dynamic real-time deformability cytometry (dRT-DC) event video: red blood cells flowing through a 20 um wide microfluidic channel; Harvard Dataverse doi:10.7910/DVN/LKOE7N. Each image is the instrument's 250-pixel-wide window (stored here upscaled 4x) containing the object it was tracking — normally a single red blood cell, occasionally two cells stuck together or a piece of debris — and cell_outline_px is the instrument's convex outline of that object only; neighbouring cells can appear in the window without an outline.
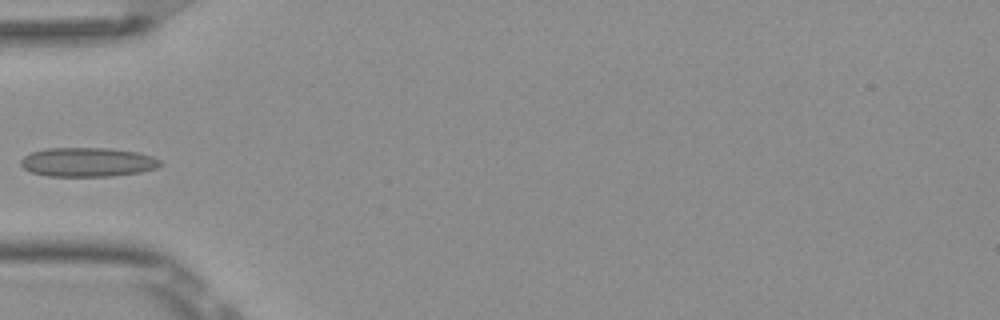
{"species": "Egyptian fruit bat (a non-hibernating species)", "species_latin": "Rousettus aegyptiacus", "temperature_condition": "room temperature", "stored_images_in_passage": 5, "camera_frame_rate_fps": 3000, "um_per_image_px": 0.085, "frame": {"image": 1, "passage_image": 5, "time_ms": 1.333, "image_size_px": [1000, 320], "cell_outline_px": [[164, 164], [156, 168], [140, 172], [112, 176], [48, 176], [32, 172], [24, 168], [20, 164], [20, 160], [24, 156], [32, 152], [44, 148], [112, 148], [136, 152], [152, 156], [160, 160]], "centroid_in_image_um": [7.46, 13.77], "position_along_channel_um": 77.5, "area_um2": 23.76}}